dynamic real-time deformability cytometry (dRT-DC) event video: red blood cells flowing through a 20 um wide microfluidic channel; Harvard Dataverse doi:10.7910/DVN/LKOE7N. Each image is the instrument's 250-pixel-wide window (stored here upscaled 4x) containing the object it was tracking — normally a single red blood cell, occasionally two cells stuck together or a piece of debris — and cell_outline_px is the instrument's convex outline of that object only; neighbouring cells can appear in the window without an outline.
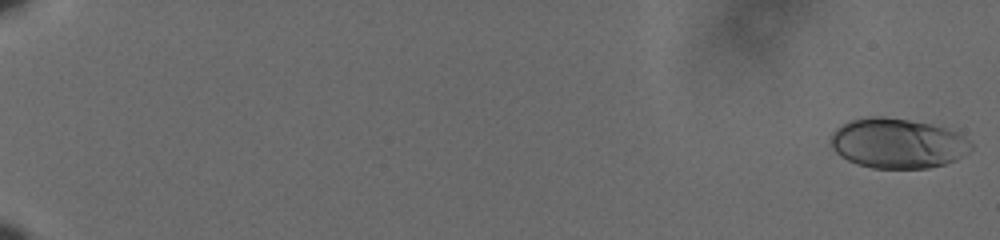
{"species": "human", "species_latin": "Homo sapiens", "temperature_condition": "cold", "stored_images_in_passage": 61, "camera_frame_rate_fps": 3000, "um_per_image_px": 0.085, "donor": {"sex": "male"}, "frame": {"image": 1, "passage_image": 1, "time_ms": 0.0, "image_size_px": [1000, 240], "cell_outline_px": [[972, 148], [968, 152], [956, 160], [944, 164], [928, 168], [872, 168], [848, 160], [840, 156], [832, 148], [832, 132], [836, 128], [852, 120], [872, 116], [884, 116], [932, 124], [956, 132], [968, 140], [972, 144]], "centroid_in_image_um": [76.3, 12.18], "position_along_channel_um": 8.7, "area_um2": 40.52}}
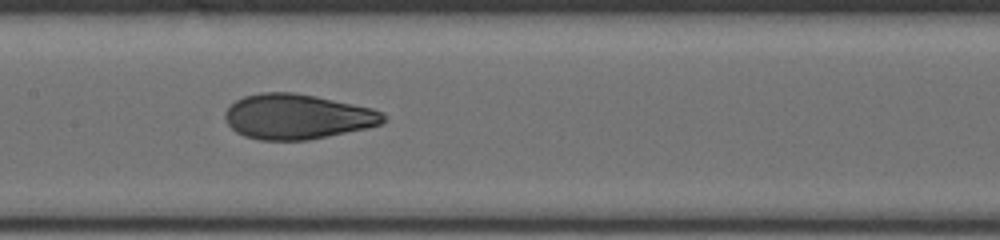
{"frame": {"image": 2, "passage_image": 34, "time_ms": 11.0, "image_size_px": [1000, 240], "cell_outline_px": [[384, 120], [380, 124], [368, 128], [308, 140], [260, 140], [244, 136], [236, 132], [228, 124], [224, 116], [224, 112], [236, 100], [244, 96], [260, 92], [292, 92], [316, 96], [372, 108], [380, 112], [384, 116]], "centroid_in_image_um": [25.24, 9.91], "position_along_channel_um": 182.2, "area_um2": 41.44}}
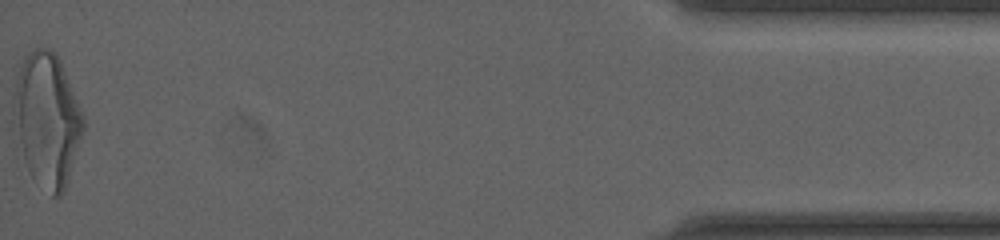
{"frame": {"image": 3, "passage_image": 61, "time_ms": 20.0, "image_size_px": [1000, 240], "cell_outline_px": [[84, 128], [68, 180], [64, 192], [60, 196], [52, 196], [32, 176], [24, 160], [12, 116], [12, 108], [16, 80], [20, 68], [28, 52], [36, 48], [48, 48], [56, 52], [60, 60], [84, 116]], "centroid_in_image_um": [4.0, 10.15], "position_along_channel_um": 431.2, "area_um2": 53.52}, "authors_computed_cell_mechanics": {"area_um2": 40.6334, "velocity_mm_per_s": 3.6052, "shape_relaxation_time_tau1_ms": 5.578, "shape_relaxation_time_tau2_ms": 1.3741, "deformation_change_tau1": 0.1902, "deformation_change_tau2": 0.0808}}